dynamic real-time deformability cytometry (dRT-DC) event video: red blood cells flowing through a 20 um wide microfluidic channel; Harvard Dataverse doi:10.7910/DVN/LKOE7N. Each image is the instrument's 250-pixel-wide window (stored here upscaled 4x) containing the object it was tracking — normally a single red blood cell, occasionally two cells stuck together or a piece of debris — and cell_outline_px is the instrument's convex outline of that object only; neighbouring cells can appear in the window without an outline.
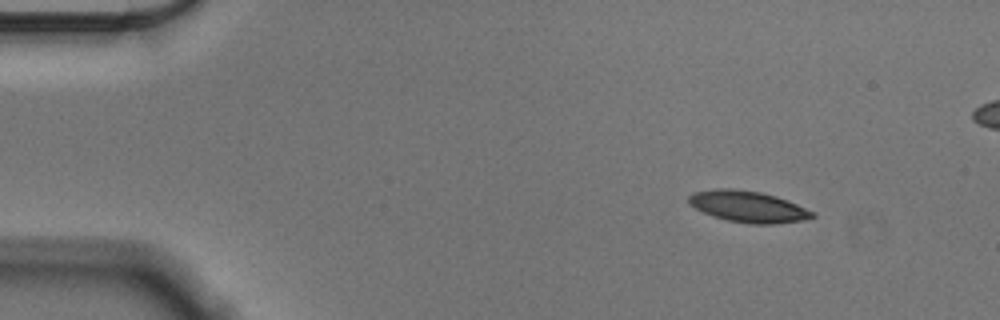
{"species": "Egyptian fruit bat (a non-hibernating species)", "species_latin": "Rousettus aegyptiacus", "temperature_condition": "cold", "stored_images_in_passage": 48, "camera_frame_rate_fps": 3000, "um_per_image_px": 0.085, "animal": {"sex": "male"}, "frame": {"image": 1, "passage_image": 1, "time_ms": 0.0, "image_size_px": [1000, 320], "cell_outline_px": [[816, 216], [804, 220], [772, 224], [748, 224], [728, 220], [712, 216], [688, 204], [688, 196], [692, 192], [716, 188], [732, 188], [760, 192], [776, 196], [796, 204], [812, 212]], "centroid_in_image_um": [63.53, 17.55], "position_along_channel_um": 21.5, "area_um2": 22.48}}
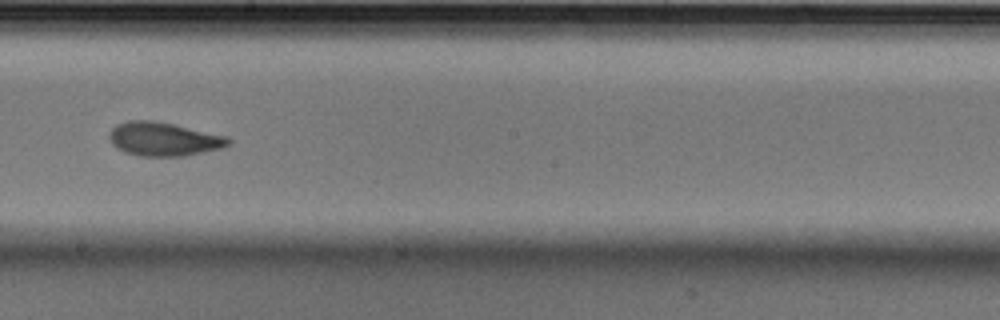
{"frame": {"image": 2, "passage_image": 26, "time_ms": 8.333, "image_size_px": [1000, 320], "cell_outline_px": [[232, 144], [224, 148], [184, 156], [140, 156], [124, 152], [116, 148], [112, 144], [108, 136], [112, 128], [116, 124], [128, 120], [152, 120], [172, 124], [228, 136], [232, 140]], "centroid_in_image_um": [13.93, 11.83], "position_along_channel_um": 234.3, "area_um2": 23.64}}
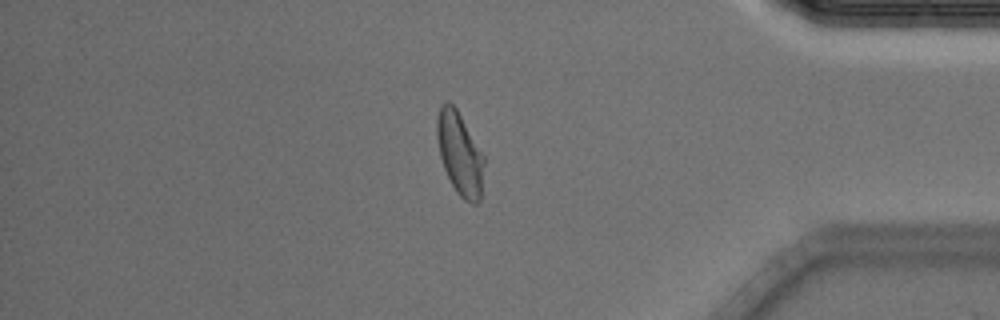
{"frame": {"image": 3, "passage_image": 42, "time_ms": 13.667, "image_size_px": [1000, 320], "cell_outline_px": [[484, 164], [480, 200], [476, 204], [472, 204], [464, 200], [456, 192], [444, 168], [440, 156], [436, 136], [436, 120], [440, 108], [448, 100], [456, 108], [484, 156]], "centroid_in_image_um": [39.07, 13.08], "position_along_channel_um": 396.1, "area_um2": 22.48}, "authors_computed_cell_mechanics": {"area_um2": 22.4842, "velocity_mm_per_s": 3.5521, "shape_relaxation_time_tau1_ms": 4.2683, "shape_relaxation_time_tau2_ms": 1.9207, "deformation_change_tau1": 0.1345, "deformation_change_tau2": 0.0773}}